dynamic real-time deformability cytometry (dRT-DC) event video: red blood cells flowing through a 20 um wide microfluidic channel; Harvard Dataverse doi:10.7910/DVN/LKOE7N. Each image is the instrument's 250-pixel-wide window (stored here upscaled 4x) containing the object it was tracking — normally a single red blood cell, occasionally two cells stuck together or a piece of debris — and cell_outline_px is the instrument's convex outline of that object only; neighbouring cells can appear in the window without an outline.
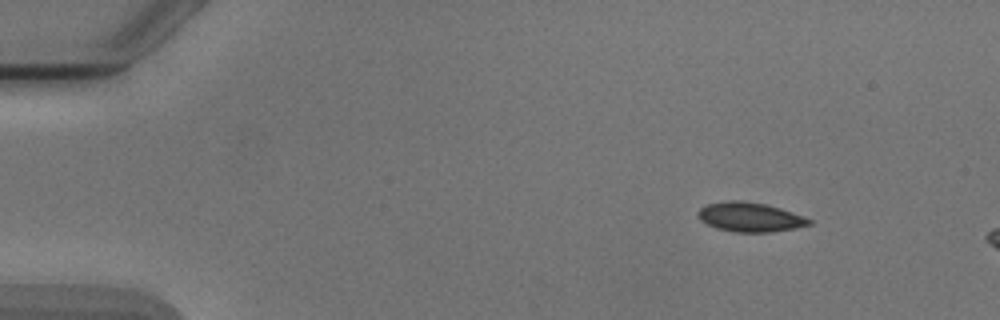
{"species": "Egyptian fruit bat (a non-hibernating species)", "species_latin": "Rousettus aegyptiacus", "temperature_condition": "cold", "stored_images_in_passage": 4, "camera_frame_rate_fps": 3000, "um_per_image_px": 0.085, "animal": {"sex": "male"}, "frame": {"image": 1, "passage_image": 1, "time_ms": 0.0, "image_size_px": [1000, 320], "cell_outline_px": [[812, 224], [796, 228], [772, 232], [736, 232], [716, 228], [700, 220], [696, 212], [700, 208], [708, 204], [728, 200], [744, 200], [768, 204], [792, 212], [812, 220]], "centroid_in_image_um": [63.75, 18.44], "position_along_channel_um": 21.3, "area_um2": 19.13}}